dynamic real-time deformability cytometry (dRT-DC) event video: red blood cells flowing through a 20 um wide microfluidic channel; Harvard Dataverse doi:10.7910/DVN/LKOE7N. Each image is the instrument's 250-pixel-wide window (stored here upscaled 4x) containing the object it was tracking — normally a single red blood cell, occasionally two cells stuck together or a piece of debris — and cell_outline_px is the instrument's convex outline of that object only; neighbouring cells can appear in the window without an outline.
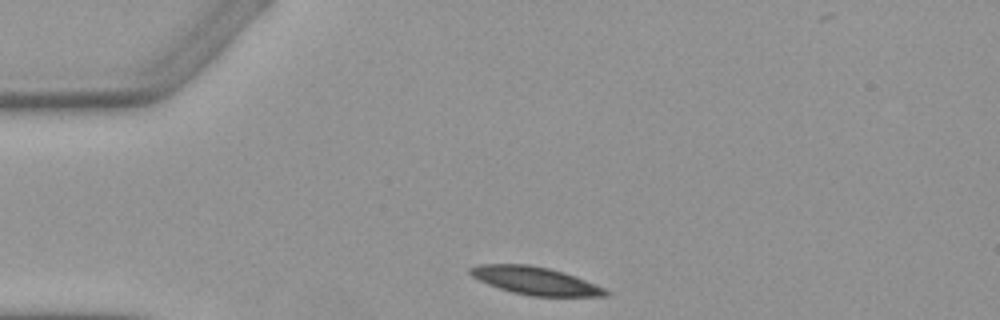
{"species": "Egyptian fruit bat (a non-hibernating species)", "species_latin": "Rousettus aegyptiacus", "temperature_condition": "warm", "stored_images_in_passage": 2, "camera_frame_rate_fps": 3000, "um_per_image_px": 0.085, "animal": {"sex": "female"}, "frame": {"image": 1, "passage_image": 1, "time_ms": 0.0, "image_size_px": [1000, 320], "cell_outline_px": [[612, 292], [608, 296], [532, 296], [512, 292], [488, 284], [472, 276], [468, 272], [468, 268], [480, 264], [528, 264], [548, 268], [584, 280], [604, 288]], "centroid_in_image_um": [45.47, 23.86], "position_along_channel_um": 39.5, "area_um2": 21.62}}